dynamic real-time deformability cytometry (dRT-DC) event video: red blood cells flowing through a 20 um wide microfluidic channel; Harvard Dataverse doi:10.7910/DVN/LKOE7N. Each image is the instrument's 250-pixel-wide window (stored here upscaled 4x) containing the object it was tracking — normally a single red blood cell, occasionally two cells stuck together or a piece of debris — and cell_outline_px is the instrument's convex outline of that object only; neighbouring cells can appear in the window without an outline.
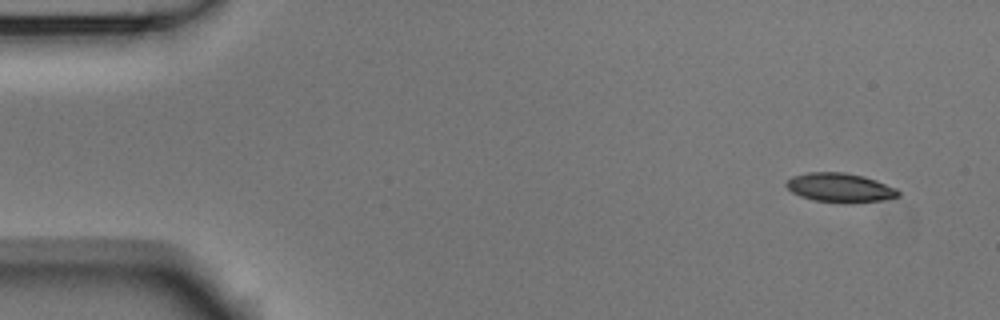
{"species": "Egyptian fruit bat (a non-hibernating species)", "species_latin": "Rousettus aegyptiacus", "temperature_condition": "room temperature", "stored_images_in_passage": 51, "camera_frame_rate_fps": 3000, "um_per_image_px": 0.085, "animal": {"sex": "male"}, "frame": {"image": 1, "passage_image": 1, "time_ms": 0.0, "image_size_px": [1000, 320], "cell_outline_px": [[900, 196], [884, 200], [812, 200], [800, 196], [792, 192], [784, 184], [792, 176], [808, 172], [844, 172], [876, 180], [896, 188], [900, 192]], "centroid_in_image_um": [71.36, 15.9], "position_along_channel_um": 13.6, "area_um2": 18.15}}
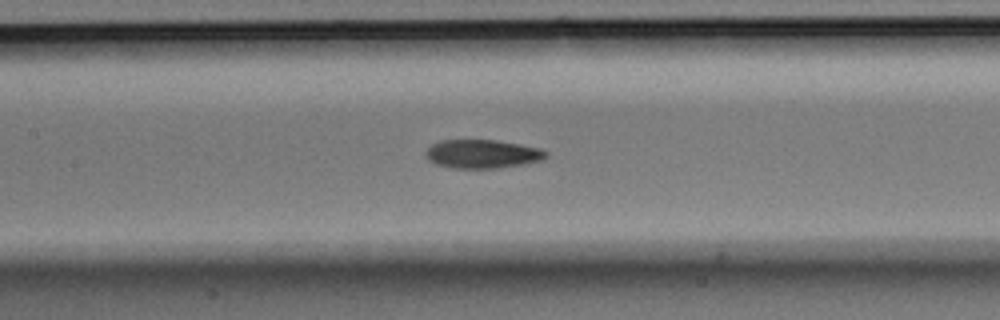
{"frame": {"image": 2, "passage_image": 22, "time_ms": 7.0, "image_size_px": [1000, 320], "cell_outline_px": [[548, 156], [540, 160], [524, 164], [496, 168], [452, 168], [436, 164], [428, 160], [424, 152], [432, 144], [440, 140], [496, 140], [520, 144], [540, 148], [548, 152]], "centroid_in_image_um": [40.99, 13.08], "position_along_channel_um": 166.4, "area_um2": 20.11}}
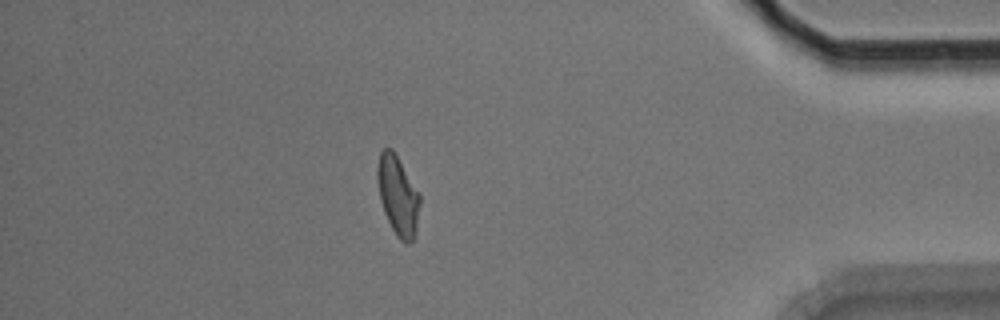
{"frame": {"image": 3, "passage_image": 44, "time_ms": 14.333, "image_size_px": [1000, 320], "cell_outline_px": [[420, 204], [416, 236], [408, 244], [404, 244], [396, 236], [384, 212], [380, 200], [376, 180], [376, 168], [380, 152], [384, 148], [392, 148], [420, 192]], "centroid_in_image_um": [33.83, 16.63], "position_along_channel_um": 401.4, "area_um2": 20.11}, "authors_computed_cell_mechanics": {"area_um2": 19.7676, "velocity_mm_per_s": 3.7448, "shape_relaxation_time_tau1_ms": 4.1736, "shape_relaxation_time_tau2_ms": 3.3941, "deformation_change_tau1": 0.1601, "deformation_change_tau2": 0.102}}